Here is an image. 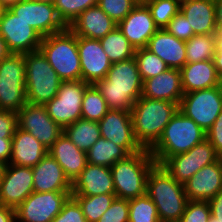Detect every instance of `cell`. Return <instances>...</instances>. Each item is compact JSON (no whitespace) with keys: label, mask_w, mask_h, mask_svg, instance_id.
I'll return each mask as SVG.
<instances>
[{"label":"cell","mask_w":222,"mask_h":222,"mask_svg":"<svg viewBox=\"0 0 222 222\" xmlns=\"http://www.w3.org/2000/svg\"><path fill=\"white\" fill-rule=\"evenodd\" d=\"M48 153V149L29 132L16 128L12 137L9 164L34 167Z\"/></svg>","instance_id":"27"},{"label":"cell","mask_w":222,"mask_h":222,"mask_svg":"<svg viewBox=\"0 0 222 222\" xmlns=\"http://www.w3.org/2000/svg\"><path fill=\"white\" fill-rule=\"evenodd\" d=\"M180 71L184 93L222 85L213 60L186 63Z\"/></svg>","instance_id":"29"},{"label":"cell","mask_w":222,"mask_h":222,"mask_svg":"<svg viewBox=\"0 0 222 222\" xmlns=\"http://www.w3.org/2000/svg\"><path fill=\"white\" fill-rule=\"evenodd\" d=\"M206 139L217 152L222 149V111L214 121L212 127L206 132Z\"/></svg>","instance_id":"46"},{"label":"cell","mask_w":222,"mask_h":222,"mask_svg":"<svg viewBox=\"0 0 222 222\" xmlns=\"http://www.w3.org/2000/svg\"><path fill=\"white\" fill-rule=\"evenodd\" d=\"M34 192L71 191L72 182L64 174L63 168L47 153L32 167Z\"/></svg>","instance_id":"22"},{"label":"cell","mask_w":222,"mask_h":222,"mask_svg":"<svg viewBox=\"0 0 222 222\" xmlns=\"http://www.w3.org/2000/svg\"><path fill=\"white\" fill-rule=\"evenodd\" d=\"M12 138H0V160L9 164Z\"/></svg>","instance_id":"48"},{"label":"cell","mask_w":222,"mask_h":222,"mask_svg":"<svg viewBox=\"0 0 222 222\" xmlns=\"http://www.w3.org/2000/svg\"><path fill=\"white\" fill-rule=\"evenodd\" d=\"M90 84L79 81H62L57 95L44 106L50 118L62 128L82 118V99Z\"/></svg>","instance_id":"10"},{"label":"cell","mask_w":222,"mask_h":222,"mask_svg":"<svg viewBox=\"0 0 222 222\" xmlns=\"http://www.w3.org/2000/svg\"><path fill=\"white\" fill-rule=\"evenodd\" d=\"M34 1L49 3V4H54V2H55V0H34Z\"/></svg>","instance_id":"57"},{"label":"cell","mask_w":222,"mask_h":222,"mask_svg":"<svg viewBox=\"0 0 222 222\" xmlns=\"http://www.w3.org/2000/svg\"><path fill=\"white\" fill-rule=\"evenodd\" d=\"M180 11L194 35L217 34L214 0H181Z\"/></svg>","instance_id":"28"},{"label":"cell","mask_w":222,"mask_h":222,"mask_svg":"<svg viewBox=\"0 0 222 222\" xmlns=\"http://www.w3.org/2000/svg\"><path fill=\"white\" fill-rule=\"evenodd\" d=\"M218 160L222 161V149L218 152Z\"/></svg>","instance_id":"59"},{"label":"cell","mask_w":222,"mask_h":222,"mask_svg":"<svg viewBox=\"0 0 222 222\" xmlns=\"http://www.w3.org/2000/svg\"><path fill=\"white\" fill-rule=\"evenodd\" d=\"M218 161V152L205 139L188 152L169 157L162 166L178 182L184 184L201 168Z\"/></svg>","instance_id":"12"},{"label":"cell","mask_w":222,"mask_h":222,"mask_svg":"<svg viewBox=\"0 0 222 222\" xmlns=\"http://www.w3.org/2000/svg\"><path fill=\"white\" fill-rule=\"evenodd\" d=\"M165 29L180 40L188 41L194 36L192 27L188 24L185 15L179 11L168 23Z\"/></svg>","instance_id":"44"},{"label":"cell","mask_w":222,"mask_h":222,"mask_svg":"<svg viewBox=\"0 0 222 222\" xmlns=\"http://www.w3.org/2000/svg\"><path fill=\"white\" fill-rule=\"evenodd\" d=\"M146 194L154 202L160 222H178L188 202L183 184L158 164L149 172Z\"/></svg>","instance_id":"3"},{"label":"cell","mask_w":222,"mask_h":222,"mask_svg":"<svg viewBox=\"0 0 222 222\" xmlns=\"http://www.w3.org/2000/svg\"><path fill=\"white\" fill-rule=\"evenodd\" d=\"M97 5L118 24L137 3L134 0H98Z\"/></svg>","instance_id":"40"},{"label":"cell","mask_w":222,"mask_h":222,"mask_svg":"<svg viewBox=\"0 0 222 222\" xmlns=\"http://www.w3.org/2000/svg\"><path fill=\"white\" fill-rule=\"evenodd\" d=\"M33 191L32 167L8 164L0 180V204L16 209Z\"/></svg>","instance_id":"16"},{"label":"cell","mask_w":222,"mask_h":222,"mask_svg":"<svg viewBox=\"0 0 222 222\" xmlns=\"http://www.w3.org/2000/svg\"><path fill=\"white\" fill-rule=\"evenodd\" d=\"M134 57L142 81L155 77L169 68L160 57L146 48L136 49Z\"/></svg>","instance_id":"36"},{"label":"cell","mask_w":222,"mask_h":222,"mask_svg":"<svg viewBox=\"0 0 222 222\" xmlns=\"http://www.w3.org/2000/svg\"><path fill=\"white\" fill-rule=\"evenodd\" d=\"M72 195L95 196L115 194L110 167L92 165L86 167L72 182Z\"/></svg>","instance_id":"21"},{"label":"cell","mask_w":222,"mask_h":222,"mask_svg":"<svg viewBox=\"0 0 222 222\" xmlns=\"http://www.w3.org/2000/svg\"><path fill=\"white\" fill-rule=\"evenodd\" d=\"M98 124L102 138L113 141L129 154L143 149L135 139L130 111L109 110Z\"/></svg>","instance_id":"17"},{"label":"cell","mask_w":222,"mask_h":222,"mask_svg":"<svg viewBox=\"0 0 222 222\" xmlns=\"http://www.w3.org/2000/svg\"><path fill=\"white\" fill-rule=\"evenodd\" d=\"M17 123L18 128L29 132L47 149L63 134V128L50 118L44 105L26 103L17 112Z\"/></svg>","instance_id":"15"},{"label":"cell","mask_w":222,"mask_h":222,"mask_svg":"<svg viewBox=\"0 0 222 222\" xmlns=\"http://www.w3.org/2000/svg\"><path fill=\"white\" fill-rule=\"evenodd\" d=\"M94 85L105 99L109 110L131 111L143 91V81L135 57L112 63L106 77Z\"/></svg>","instance_id":"1"},{"label":"cell","mask_w":222,"mask_h":222,"mask_svg":"<svg viewBox=\"0 0 222 222\" xmlns=\"http://www.w3.org/2000/svg\"><path fill=\"white\" fill-rule=\"evenodd\" d=\"M9 10L33 27L42 37L59 33L67 28L59 18L54 4L22 0Z\"/></svg>","instance_id":"13"},{"label":"cell","mask_w":222,"mask_h":222,"mask_svg":"<svg viewBox=\"0 0 222 222\" xmlns=\"http://www.w3.org/2000/svg\"><path fill=\"white\" fill-rule=\"evenodd\" d=\"M0 222H16L15 209L0 204Z\"/></svg>","instance_id":"49"},{"label":"cell","mask_w":222,"mask_h":222,"mask_svg":"<svg viewBox=\"0 0 222 222\" xmlns=\"http://www.w3.org/2000/svg\"><path fill=\"white\" fill-rule=\"evenodd\" d=\"M215 2V16H216V29L222 31V0H214Z\"/></svg>","instance_id":"50"},{"label":"cell","mask_w":222,"mask_h":222,"mask_svg":"<svg viewBox=\"0 0 222 222\" xmlns=\"http://www.w3.org/2000/svg\"><path fill=\"white\" fill-rule=\"evenodd\" d=\"M17 127V113L0 110V138H12Z\"/></svg>","instance_id":"45"},{"label":"cell","mask_w":222,"mask_h":222,"mask_svg":"<svg viewBox=\"0 0 222 222\" xmlns=\"http://www.w3.org/2000/svg\"><path fill=\"white\" fill-rule=\"evenodd\" d=\"M129 222H160L157 208L146 193L129 199Z\"/></svg>","instance_id":"37"},{"label":"cell","mask_w":222,"mask_h":222,"mask_svg":"<svg viewBox=\"0 0 222 222\" xmlns=\"http://www.w3.org/2000/svg\"><path fill=\"white\" fill-rule=\"evenodd\" d=\"M99 40L111 63L124 61L135 55L136 49L118 27Z\"/></svg>","instance_id":"32"},{"label":"cell","mask_w":222,"mask_h":222,"mask_svg":"<svg viewBox=\"0 0 222 222\" xmlns=\"http://www.w3.org/2000/svg\"><path fill=\"white\" fill-rule=\"evenodd\" d=\"M179 110L207 132L222 111V85L184 93Z\"/></svg>","instance_id":"9"},{"label":"cell","mask_w":222,"mask_h":222,"mask_svg":"<svg viewBox=\"0 0 222 222\" xmlns=\"http://www.w3.org/2000/svg\"><path fill=\"white\" fill-rule=\"evenodd\" d=\"M213 63L214 66L216 67L218 76L222 80V49H216L213 57Z\"/></svg>","instance_id":"51"},{"label":"cell","mask_w":222,"mask_h":222,"mask_svg":"<svg viewBox=\"0 0 222 222\" xmlns=\"http://www.w3.org/2000/svg\"><path fill=\"white\" fill-rule=\"evenodd\" d=\"M51 222H87L78 201L71 195Z\"/></svg>","instance_id":"43"},{"label":"cell","mask_w":222,"mask_h":222,"mask_svg":"<svg viewBox=\"0 0 222 222\" xmlns=\"http://www.w3.org/2000/svg\"><path fill=\"white\" fill-rule=\"evenodd\" d=\"M208 222H220V221H217V220H216V217L211 215V216L209 217Z\"/></svg>","instance_id":"58"},{"label":"cell","mask_w":222,"mask_h":222,"mask_svg":"<svg viewBox=\"0 0 222 222\" xmlns=\"http://www.w3.org/2000/svg\"><path fill=\"white\" fill-rule=\"evenodd\" d=\"M77 46L81 64V80L88 84L103 80L112 63L104 52L100 40L77 36Z\"/></svg>","instance_id":"18"},{"label":"cell","mask_w":222,"mask_h":222,"mask_svg":"<svg viewBox=\"0 0 222 222\" xmlns=\"http://www.w3.org/2000/svg\"><path fill=\"white\" fill-rule=\"evenodd\" d=\"M108 111L109 108L100 91L94 84H90L82 99V118L99 122Z\"/></svg>","instance_id":"34"},{"label":"cell","mask_w":222,"mask_h":222,"mask_svg":"<svg viewBox=\"0 0 222 222\" xmlns=\"http://www.w3.org/2000/svg\"><path fill=\"white\" fill-rule=\"evenodd\" d=\"M205 139L206 132L178 110L149 152L156 164L162 165L169 157L188 152Z\"/></svg>","instance_id":"4"},{"label":"cell","mask_w":222,"mask_h":222,"mask_svg":"<svg viewBox=\"0 0 222 222\" xmlns=\"http://www.w3.org/2000/svg\"><path fill=\"white\" fill-rule=\"evenodd\" d=\"M178 110L177 103L141 96L130 111L133 133L140 146L150 149Z\"/></svg>","instance_id":"2"},{"label":"cell","mask_w":222,"mask_h":222,"mask_svg":"<svg viewBox=\"0 0 222 222\" xmlns=\"http://www.w3.org/2000/svg\"><path fill=\"white\" fill-rule=\"evenodd\" d=\"M71 195V191H33L15 209L16 222H51Z\"/></svg>","instance_id":"11"},{"label":"cell","mask_w":222,"mask_h":222,"mask_svg":"<svg viewBox=\"0 0 222 222\" xmlns=\"http://www.w3.org/2000/svg\"><path fill=\"white\" fill-rule=\"evenodd\" d=\"M0 36L11 53H29L39 50L42 36L9 9L0 19Z\"/></svg>","instance_id":"14"},{"label":"cell","mask_w":222,"mask_h":222,"mask_svg":"<svg viewBox=\"0 0 222 222\" xmlns=\"http://www.w3.org/2000/svg\"><path fill=\"white\" fill-rule=\"evenodd\" d=\"M217 48L216 49H222V31L217 32Z\"/></svg>","instance_id":"55"},{"label":"cell","mask_w":222,"mask_h":222,"mask_svg":"<svg viewBox=\"0 0 222 222\" xmlns=\"http://www.w3.org/2000/svg\"><path fill=\"white\" fill-rule=\"evenodd\" d=\"M22 0H0V3L6 8L9 9L11 6L16 5Z\"/></svg>","instance_id":"53"},{"label":"cell","mask_w":222,"mask_h":222,"mask_svg":"<svg viewBox=\"0 0 222 222\" xmlns=\"http://www.w3.org/2000/svg\"><path fill=\"white\" fill-rule=\"evenodd\" d=\"M144 4L148 7L155 25L164 29L180 11L181 0H148Z\"/></svg>","instance_id":"38"},{"label":"cell","mask_w":222,"mask_h":222,"mask_svg":"<svg viewBox=\"0 0 222 222\" xmlns=\"http://www.w3.org/2000/svg\"><path fill=\"white\" fill-rule=\"evenodd\" d=\"M98 222H129V200L115 198Z\"/></svg>","instance_id":"42"},{"label":"cell","mask_w":222,"mask_h":222,"mask_svg":"<svg viewBox=\"0 0 222 222\" xmlns=\"http://www.w3.org/2000/svg\"><path fill=\"white\" fill-rule=\"evenodd\" d=\"M156 164L149 149L129 154L111 168L116 198L132 199L146 193L147 178Z\"/></svg>","instance_id":"5"},{"label":"cell","mask_w":222,"mask_h":222,"mask_svg":"<svg viewBox=\"0 0 222 222\" xmlns=\"http://www.w3.org/2000/svg\"><path fill=\"white\" fill-rule=\"evenodd\" d=\"M5 10L6 8L0 3V19L2 18Z\"/></svg>","instance_id":"56"},{"label":"cell","mask_w":222,"mask_h":222,"mask_svg":"<svg viewBox=\"0 0 222 222\" xmlns=\"http://www.w3.org/2000/svg\"><path fill=\"white\" fill-rule=\"evenodd\" d=\"M122 34L135 49L146 48L150 38L159 29L148 7L142 3L137 4L132 11L117 24Z\"/></svg>","instance_id":"19"},{"label":"cell","mask_w":222,"mask_h":222,"mask_svg":"<svg viewBox=\"0 0 222 222\" xmlns=\"http://www.w3.org/2000/svg\"><path fill=\"white\" fill-rule=\"evenodd\" d=\"M39 50L62 81L81 80L77 36L68 27L64 31L43 37Z\"/></svg>","instance_id":"6"},{"label":"cell","mask_w":222,"mask_h":222,"mask_svg":"<svg viewBox=\"0 0 222 222\" xmlns=\"http://www.w3.org/2000/svg\"><path fill=\"white\" fill-rule=\"evenodd\" d=\"M146 49L160 57L169 68L180 70L187 63L186 41L178 39L165 28L156 31Z\"/></svg>","instance_id":"24"},{"label":"cell","mask_w":222,"mask_h":222,"mask_svg":"<svg viewBox=\"0 0 222 222\" xmlns=\"http://www.w3.org/2000/svg\"><path fill=\"white\" fill-rule=\"evenodd\" d=\"M117 27L98 5L83 11L68 27L76 36L101 39Z\"/></svg>","instance_id":"25"},{"label":"cell","mask_w":222,"mask_h":222,"mask_svg":"<svg viewBox=\"0 0 222 222\" xmlns=\"http://www.w3.org/2000/svg\"><path fill=\"white\" fill-rule=\"evenodd\" d=\"M183 95L179 69L168 68L163 73L143 81L142 97L166 100L179 105Z\"/></svg>","instance_id":"23"},{"label":"cell","mask_w":222,"mask_h":222,"mask_svg":"<svg viewBox=\"0 0 222 222\" xmlns=\"http://www.w3.org/2000/svg\"><path fill=\"white\" fill-rule=\"evenodd\" d=\"M183 186L188 200L209 201L222 189V161L201 168Z\"/></svg>","instance_id":"20"},{"label":"cell","mask_w":222,"mask_h":222,"mask_svg":"<svg viewBox=\"0 0 222 222\" xmlns=\"http://www.w3.org/2000/svg\"><path fill=\"white\" fill-rule=\"evenodd\" d=\"M7 163L4 162V161H1L0 160V180L3 178L4 176V173H5V170H6V167H7Z\"/></svg>","instance_id":"54"},{"label":"cell","mask_w":222,"mask_h":222,"mask_svg":"<svg viewBox=\"0 0 222 222\" xmlns=\"http://www.w3.org/2000/svg\"><path fill=\"white\" fill-rule=\"evenodd\" d=\"M82 208L87 222H98L99 218L110 207L115 194H100L95 196L72 195Z\"/></svg>","instance_id":"35"},{"label":"cell","mask_w":222,"mask_h":222,"mask_svg":"<svg viewBox=\"0 0 222 222\" xmlns=\"http://www.w3.org/2000/svg\"><path fill=\"white\" fill-rule=\"evenodd\" d=\"M48 153L63 168L64 174L71 182L87 164V152L80 150L64 133L48 149Z\"/></svg>","instance_id":"26"},{"label":"cell","mask_w":222,"mask_h":222,"mask_svg":"<svg viewBox=\"0 0 222 222\" xmlns=\"http://www.w3.org/2000/svg\"><path fill=\"white\" fill-rule=\"evenodd\" d=\"M137 4H142V0H134Z\"/></svg>","instance_id":"60"},{"label":"cell","mask_w":222,"mask_h":222,"mask_svg":"<svg viewBox=\"0 0 222 222\" xmlns=\"http://www.w3.org/2000/svg\"><path fill=\"white\" fill-rule=\"evenodd\" d=\"M129 153L113 141L100 137L87 151V163L112 167L117 161L125 159Z\"/></svg>","instance_id":"31"},{"label":"cell","mask_w":222,"mask_h":222,"mask_svg":"<svg viewBox=\"0 0 222 222\" xmlns=\"http://www.w3.org/2000/svg\"><path fill=\"white\" fill-rule=\"evenodd\" d=\"M63 133L80 150L87 152L92 145L101 137L99 124L97 121H91L80 118L73 124L63 128Z\"/></svg>","instance_id":"30"},{"label":"cell","mask_w":222,"mask_h":222,"mask_svg":"<svg viewBox=\"0 0 222 222\" xmlns=\"http://www.w3.org/2000/svg\"><path fill=\"white\" fill-rule=\"evenodd\" d=\"M26 103L24 54L10 53L0 61V110L17 113Z\"/></svg>","instance_id":"8"},{"label":"cell","mask_w":222,"mask_h":222,"mask_svg":"<svg viewBox=\"0 0 222 222\" xmlns=\"http://www.w3.org/2000/svg\"><path fill=\"white\" fill-rule=\"evenodd\" d=\"M217 34H199L186 41L187 63L213 60L217 48Z\"/></svg>","instance_id":"33"},{"label":"cell","mask_w":222,"mask_h":222,"mask_svg":"<svg viewBox=\"0 0 222 222\" xmlns=\"http://www.w3.org/2000/svg\"><path fill=\"white\" fill-rule=\"evenodd\" d=\"M211 215L222 222V189L209 201Z\"/></svg>","instance_id":"47"},{"label":"cell","mask_w":222,"mask_h":222,"mask_svg":"<svg viewBox=\"0 0 222 222\" xmlns=\"http://www.w3.org/2000/svg\"><path fill=\"white\" fill-rule=\"evenodd\" d=\"M11 52L8 50L5 41L0 36V61L8 56Z\"/></svg>","instance_id":"52"},{"label":"cell","mask_w":222,"mask_h":222,"mask_svg":"<svg viewBox=\"0 0 222 222\" xmlns=\"http://www.w3.org/2000/svg\"><path fill=\"white\" fill-rule=\"evenodd\" d=\"M27 103L45 105L58 93L62 80L40 50L24 54Z\"/></svg>","instance_id":"7"},{"label":"cell","mask_w":222,"mask_h":222,"mask_svg":"<svg viewBox=\"0 0 222 222\" xmlns=\"http://www.w3.org/2000/svg\"><path fill=\"white\" fill-rule=\"evenodd\" d=\"M210 216L208 201L188 200L184 213L178 222H208Z\"/></svg>","instance_id":"41"},{"label":"cell","mask_w":222,"mask_h":222,"mask_svg":"<svg viewBox=\"0 0 222 222\" xmlns=\"http://www.w3.org/2000/svg\"><path fill=\"white\" fill-rule=\"evenodd\" d=\"M98 0H55L54 7L62 22L70 24L86 9L96 6Z\"/></svg>","instance_id":"39"}]
</instances>
